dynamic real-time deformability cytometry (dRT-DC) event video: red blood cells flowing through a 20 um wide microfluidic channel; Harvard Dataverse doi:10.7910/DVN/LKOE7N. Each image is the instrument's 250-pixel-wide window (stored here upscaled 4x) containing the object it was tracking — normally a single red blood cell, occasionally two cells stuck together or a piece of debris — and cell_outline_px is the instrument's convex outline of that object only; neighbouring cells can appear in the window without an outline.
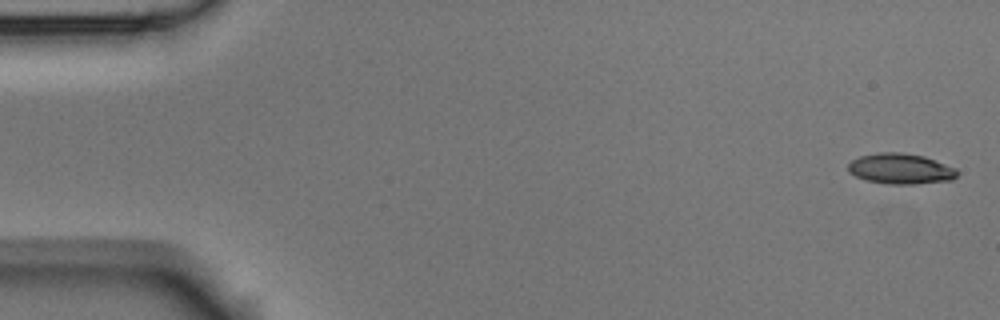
{"species": "Egyptian fruit bat (a non-hibernating species)", "species_latin": "Rousettus aegyptiacus", "temperature_condition": "room temperature", "stored_images_in_passage": 4, "camera_frame_rate_fps": 3000, "um_per_image_px": 0.085, "animal": {"sex": "male"}, "frame": {"image": 1, "passage_image": 1, "time_ms": 0.0, "image_size_px": [1000, 320], "cell_outline_px": [[956, 176], [952, 180], [912, 184], [888, 184], [868, 180], [856, 176], [848, 172], [848, 164], [852, 160], [860, 156], [880, 152], [900, 152], [924, 156], [956, 168]], "centroid_in_image_um": [76.53, 14.34], "position_along_channel_um": 8.5, "area_um2": 19.25}}